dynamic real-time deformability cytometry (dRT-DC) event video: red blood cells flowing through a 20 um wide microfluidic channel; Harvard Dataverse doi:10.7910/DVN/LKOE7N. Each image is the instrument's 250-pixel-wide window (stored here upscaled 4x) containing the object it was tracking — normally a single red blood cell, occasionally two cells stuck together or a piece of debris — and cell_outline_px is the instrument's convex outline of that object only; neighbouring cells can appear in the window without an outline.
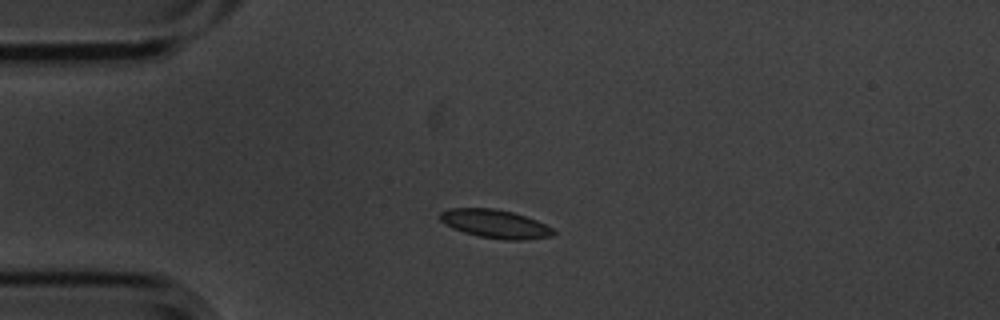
{"species": "common noctule bat (a hibernating species)", "species_latin": "Nyctalus noctula", "temperature_condition": "cold", "stored_images_in_passage": 6, "camera_frame_rate_fps": 3000, "um_per_image_px": 0.085, "animal": {"sex": "male", "body_mass_g": 20.1, "forearm_length_mm": 53.5}, "frame": {"image": 1, "passage_image": 4, "time_ms": 1.0, "image_size_px": [1000, 320], "cell_outline_px": [[556, 232], [552, 236], [524, 240], [504, 240], [480, 236], [464, 232], [452, 228], [444, 224], [440, 220], [440, 212], [448, 208], [496, 208], [512, 212], [536, 220], [552, 228]], "centroid_in_image_um": [42.07, 19.02], "position_along_channel_um": 42.9, "area_um2": 18.79}}
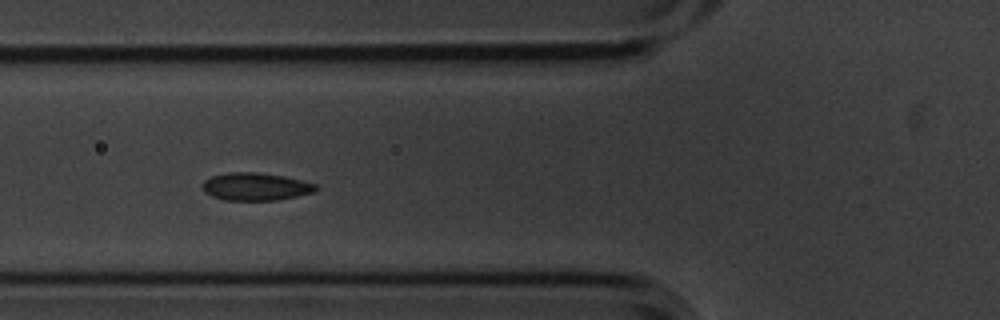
{"frame": {"image": 2, "passage_image": 6, "time_ms": 1.667, "image_size_px": [1000, 320], "cell_outline_px": [[316, 188], [312, 192], [280, 200], [224, 200], [212, 196], [204, 192], [200, 188], [200, 184], [204, 180], [212, 176], [228, 172], [256, 172], [284, 176], [316, 184]], "centroid_in_image_um": [21.64, 15.86], "position_along_channel_um": 104.2, "area_um2": 18.32}}